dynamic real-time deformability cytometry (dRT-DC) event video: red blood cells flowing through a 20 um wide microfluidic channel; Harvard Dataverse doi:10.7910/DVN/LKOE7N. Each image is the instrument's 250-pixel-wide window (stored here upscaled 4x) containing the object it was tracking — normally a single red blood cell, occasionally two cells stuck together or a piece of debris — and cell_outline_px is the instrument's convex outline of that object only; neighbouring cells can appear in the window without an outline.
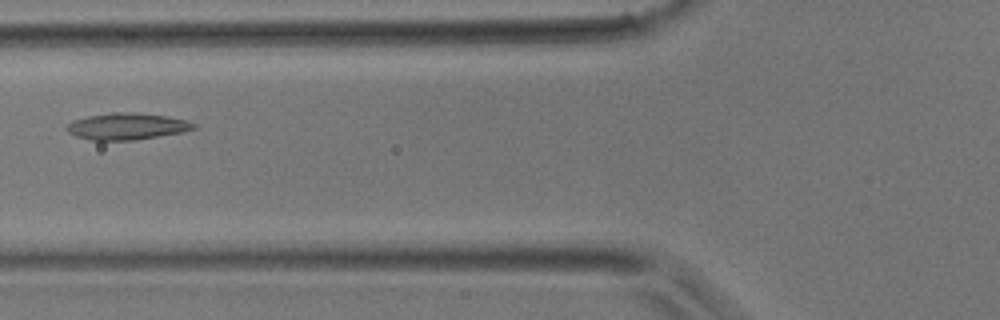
{"species": "common noctule bat (a hibernating species)", "species_latin": "Nyctalus noctula", "temperature_condition": "room temperature", "stored_images_in_passage": 2, "camera_frame_rate_fps": 3000, "um_per_image_px": 0.085, "animal": {"sex": "male", "body_mass_g": 17.9}, "frame": {"image": 1, "passage_image": 2, "time_ms": 1.0, "image_size_px": [1000, 320], "cell_outline_px": [[196, 128], [180, 132], [132, 140], [92, 140], [76, 136], [68, 132], [64, 128], [72, 120], [88, 116], [116, 112], [132, 112], [168, 116], [184, 120], [196, 124]], "centroid_in_image_um": [10.74, 10.73], "position_along_channel_um": 115.1, "area_um2": 19.42}}